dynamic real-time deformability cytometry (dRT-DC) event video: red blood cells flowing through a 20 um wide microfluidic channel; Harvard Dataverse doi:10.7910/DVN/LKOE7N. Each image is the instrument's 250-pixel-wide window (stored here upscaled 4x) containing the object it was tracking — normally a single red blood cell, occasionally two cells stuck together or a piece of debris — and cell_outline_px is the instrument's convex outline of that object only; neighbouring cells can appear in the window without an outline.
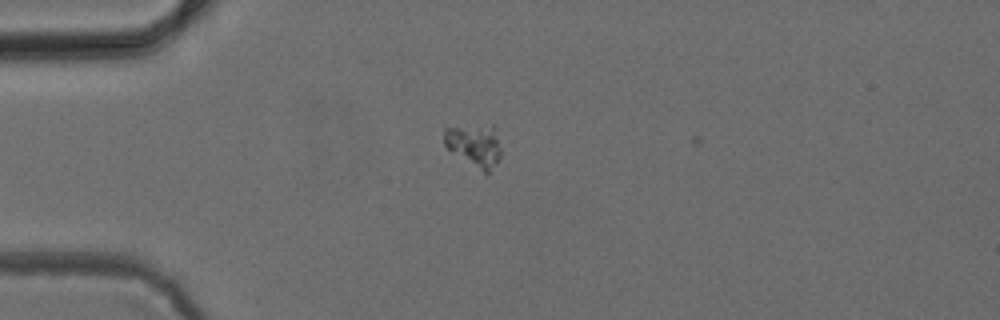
{"species": "common noctule bat (a hibernating species)", "species_latin": "Nyctalus noctula", "temperature_condition": "cold", "stored_images_in_passage": 3, "camera_frame_rate_fps": 3000, "um_per_image_px": 0.085, "animal": {"sex": "female", "body_mass_g": 24.6, "forearm_length_mm": 56.2}, "frame": {"image": 1, "passage_image": 2, "time_ms": 1.0, "image_size_px": [1000, 320], "cell_outline_px": [[500, 156], [496, 164], [488, 176], [448, 148], [444, 144], [444, 128], [492, 124], [500, 148]], "centroid_in_image_um": [40.35, 12.36], "position_along_channel_um": 44.7, "area_um2": 13.93}}